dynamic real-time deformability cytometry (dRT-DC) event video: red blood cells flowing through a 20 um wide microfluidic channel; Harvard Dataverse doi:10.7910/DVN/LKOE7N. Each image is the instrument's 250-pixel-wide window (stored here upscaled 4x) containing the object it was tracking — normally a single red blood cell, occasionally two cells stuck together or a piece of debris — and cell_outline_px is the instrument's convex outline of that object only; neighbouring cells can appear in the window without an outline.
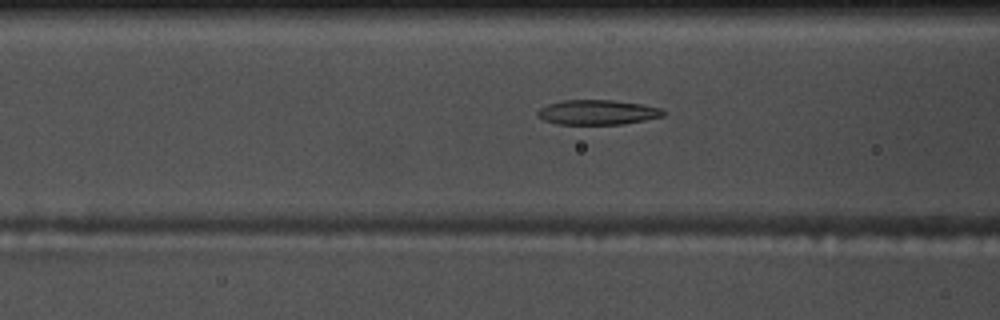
{"species": "common noctule bat (a hibernating species)", "species_latin": "Nyctalus noctula", "temperature_condition": "warm", "stored_images_in_passage": 45, "segment_of_instrument_passage": [1, 2], "camera_frame_rate_fps": 3000, "um_per_image_px": 0.085, "animal": {"sex": "male", "body_mass_g": 17.5, "forearm_length_mm": 52.3}, "frame": {"image": 1, "passage_image": 23, "time_ms": 7.333, "image_size_px": [1000, 320], "cell_outline_px": [[664, 116], [624, 124], [556, 124], [544, 120], [536, 116], [536, 112], [540, 108], [548, 104], [564, 100], [612, 100], [644, 104], [660, 108], [664, 112]], "centroid_in_image_um": [50.77, 9.54], "position_along_channel_um": 115.8, "area_um2": 18.21}}
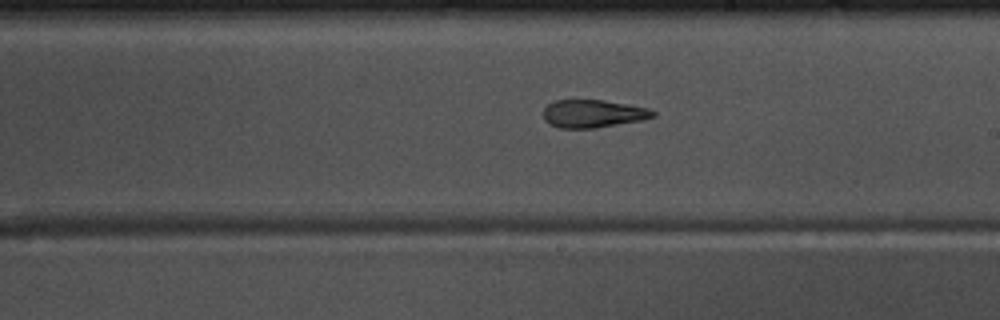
{"frame": {"image": 2, "passage_image": 33, "time_ms": 10.667, "image_size_px": [1000, 320], "cell_outline_px": [[656, 116], [640, 120], [596, 128], [560, 128], [544, 120], [544, 108], [548, 104], [556, 100], [604, 100], [648, 108], [656, 112]], "centroid_in_image_um": [50.41, 9.66], "position_along_channel_um": 238.6, "area_um2": 17.63}}
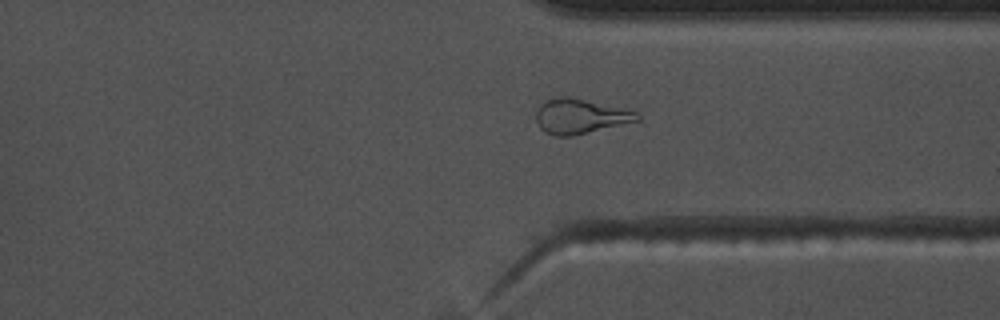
{"frame": {"image": 3, "passage_image": 43, "time_ms": 14.0, "image_size_px": [1000, 320], "cell_outline_px": [[640, 120], [572, 136], [556, 136], [544, 132], [540, 128], [536, 120], [536, 112], [540, 104], [548, 100], [560, 96], [568, 96], [640, 112]], "centroid_in_image_um": [49.31, 9.89], "position_along_channel_um": 362.1, "area_um2": 20.4}}